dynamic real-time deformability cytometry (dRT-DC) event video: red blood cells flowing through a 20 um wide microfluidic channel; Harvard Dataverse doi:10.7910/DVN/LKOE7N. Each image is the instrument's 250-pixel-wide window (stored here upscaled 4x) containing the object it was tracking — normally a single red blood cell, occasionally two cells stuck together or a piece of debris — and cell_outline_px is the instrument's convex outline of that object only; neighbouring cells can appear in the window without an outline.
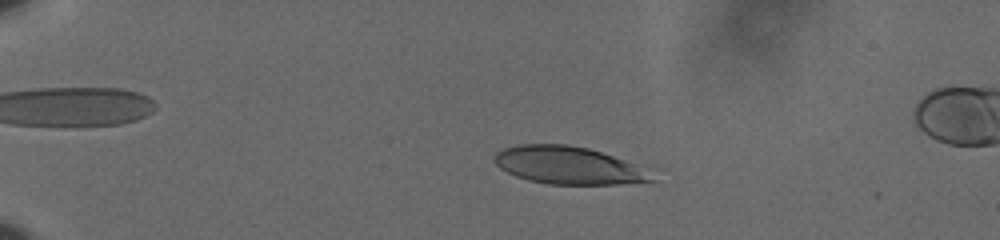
{"species": "human", "species_latin": "Homo sapiens", "temperature_condition": "cold", "stored_images_in_passage": 60, "camera_frame_rate_fps": 3000, "um_per_image_px": 0.085, "donor": {"sex": "male"}, "frame": {"image": 1, "passage_image": 15, "time_ms": 4.667, "image_size_px": [1000, 240], "cell_outline_px": [[656, 180], [616, 184], [548, 184], [528, 180], [516, 176], [500, 168], [492, 160], [496, 152], [504, 148], [520, 144], [568, 144], [588, 148], [612, 156], [632, 164], [656, 176]], "centroid_in_image_um": [48.23, 14.05], "position_along_channel_um": 36.8, "area_um2": 34.04}}
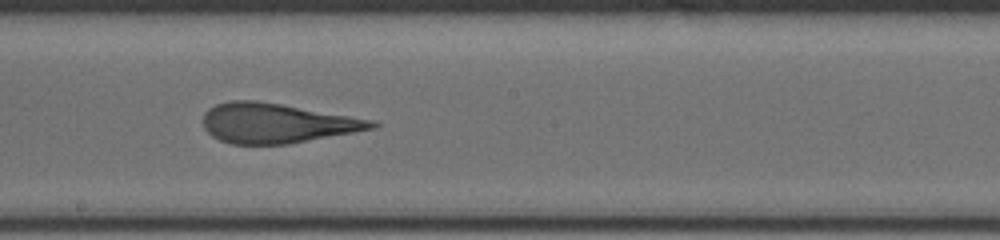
{"frame": {"image": 2, "passage_image": 37, "time_ms": 12.0, "image_size_px": [1000, 240], "cell_outline_px": [[380, 124], [376, 128], [288, 144], [232, 144], [220, 140], [212, 136], [204, 128], [204, 112], [208, 108], [216, 104], [232, 100], [256, 100], [376, 120]], "centroid_in_image_um": [23.53, 10.47], "position_along_channel_um": 224.7, "area_um2": 38.96}}
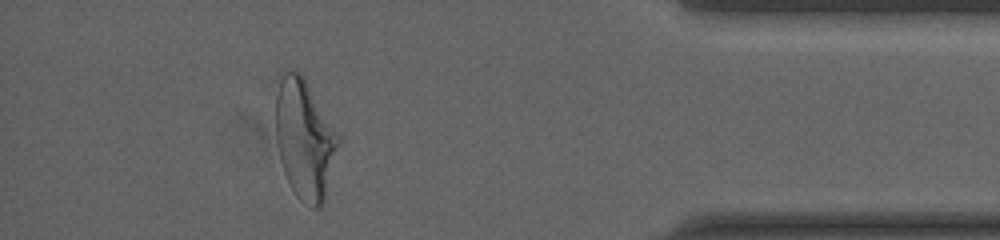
{"frame": {"image": 3, "passage_image": 55, "time_ms": 18.0, "image_size_px": [1000, 240], "cell_outline_px": [[340, 140], [324, 200], [320, 208], [312, 208], [300, 200], [296, 196], [284, 172], [280, 160], [276, 140], [276, 96], [280, 80], [284, 72], [300, 72], [304, 76], [340, 132]], "centroid_in_image_um": [25.92, 11.81], "position_along_channel_um": 409.3, "area_um2": 43.81}, "authors_computed_cell_mechanics": {"area_um2": 38.5815, "velocity_mm_per_s": 3.6313, "shape_relaxation_time_tau1_ms": 4.5755, "shape_relaxation_time_tau2_ms": 0.9306, "deformation_change_tau1": 0.2159, "deformation_change_tau2": 0.1086}}